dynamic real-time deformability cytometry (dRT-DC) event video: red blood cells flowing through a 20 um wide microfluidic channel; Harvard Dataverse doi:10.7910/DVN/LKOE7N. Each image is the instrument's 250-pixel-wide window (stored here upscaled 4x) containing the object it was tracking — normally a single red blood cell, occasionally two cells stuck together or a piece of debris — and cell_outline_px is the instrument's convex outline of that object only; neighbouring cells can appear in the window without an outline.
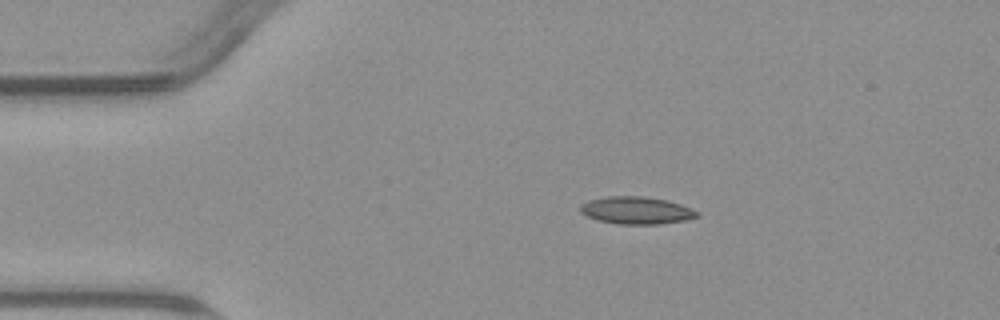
{"species": "common noctule bat (a hibernating species)", "species_latin": "Nyctalus noctula", "temperature_condition": "warm", "stored_images_in_passage": 45, "camera_frame_rate_fps": 3000, "um_per_image_px": 0.085, "animal": {"sex": "male", "body_mass_g": 23.1, "forearm_length_mm": 52.7}, "frame": {"image": 1, "passage_image": 1, "time_ms": 0.0, "image_size_px": [1000, 320], "cell_outline_px": [[700, 216], [684, 220], [660, 224], [620, 224], [600, 220], [588, 216], [580, 212], [580, 204], [588, 200], [608, 196], [644, 196], [668, 200], [692, 208], [700, 212]], "centroid_in_image_um": [54.12, 17.87], "position_along_channel_um": 30.9, "area_um2": 18.67}}
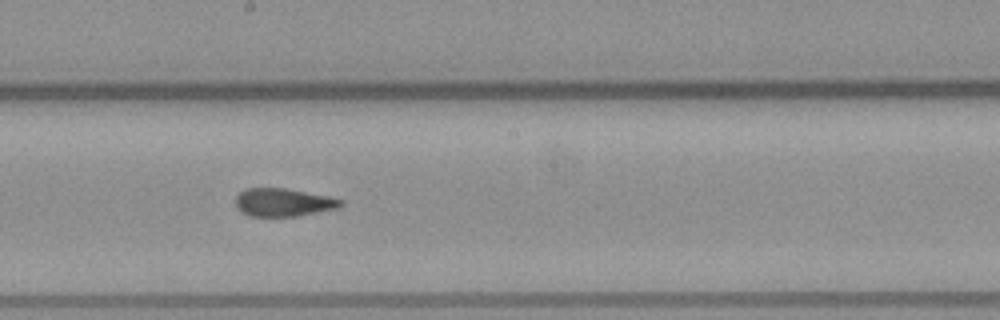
{"frame": {"image": 2, "passage_image": 20, "time_ms": 6.333, "image_size_px": [1000, 320], "cell_outline_px": [[344, 204], [340, 208], [296, 216], [248, 216], [236, 204], [236, 196], [244, 188], [284, 188], [328, 196], [344, 200]], "centroid_in_image_um": [24.13, 17.2], "position_along_channel_um": 224.1, "area_um2": 17.11}}
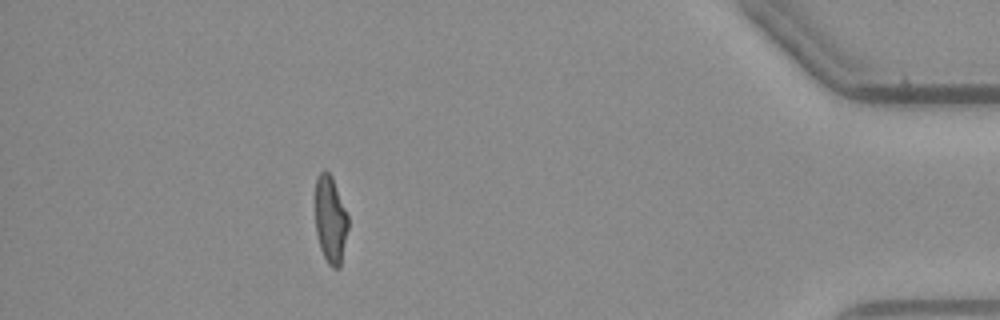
{"frame": {"image": 3, "passage_image": 39, "time_ms": 12.667, "image_size_px": [1000, 320], "cell_outline_px": [[348, 228], [340, 268], [332, 268], [328, 264], [320, 248], [316, 232], [316, 176], [324, 168], [332, 176], [348, 216]], "centroid_in_image_um": [28.09, 18.67], "position_along_channel_um": 407.1, "area_um2": 16.7}, "authors_computed_cell_mechanics": {"area_um2": 17.918, "velocity_mm_per_s": 3.7987, "shape_relaxation_time_tau1_ms": null, "shape_relaxation_time_tau2_ms": 1.3113, "deformation_change_tau1": null, "deformation_change_tau2": 0.0905}}